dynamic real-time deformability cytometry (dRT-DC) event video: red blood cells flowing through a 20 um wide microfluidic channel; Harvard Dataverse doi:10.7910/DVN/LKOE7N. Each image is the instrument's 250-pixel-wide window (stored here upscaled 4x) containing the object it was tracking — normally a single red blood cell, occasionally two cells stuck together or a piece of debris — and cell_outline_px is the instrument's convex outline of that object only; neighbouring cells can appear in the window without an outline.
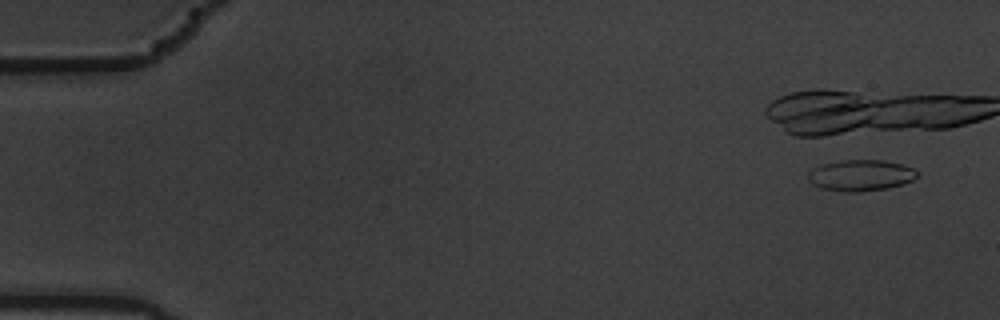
{"species": "common noctule bat (a hibernating species)", "species_latin": "Nyctalus noctula", "temperature_condition": "warm", "stored_images_in_passage": 6, "camera_frame_rate_fps": 3000, "um_per_image_px": 0.085, "animal": {"sex": "male", "body_mass_g": 19.5, "forearm_length_mm": 54.6}, "frame": {"image": 1, "passage_image": 1, "time_ms": 0.0, "image_size_px": [1000, 320], "cell_outline_px": [[920, 176], [904, 184], [888, 188], [860, 192], [844, 192], [820, 188], [812, 184], [808, 180], [808, 172], [812, 168], [820, 164], [840, 160], [884, 160], [904, 164], [920, 172]], "centroid_in_image_um": [73.17, 14.9], "position_along_channel_um": 11.8, "area_um2": 20.29}}